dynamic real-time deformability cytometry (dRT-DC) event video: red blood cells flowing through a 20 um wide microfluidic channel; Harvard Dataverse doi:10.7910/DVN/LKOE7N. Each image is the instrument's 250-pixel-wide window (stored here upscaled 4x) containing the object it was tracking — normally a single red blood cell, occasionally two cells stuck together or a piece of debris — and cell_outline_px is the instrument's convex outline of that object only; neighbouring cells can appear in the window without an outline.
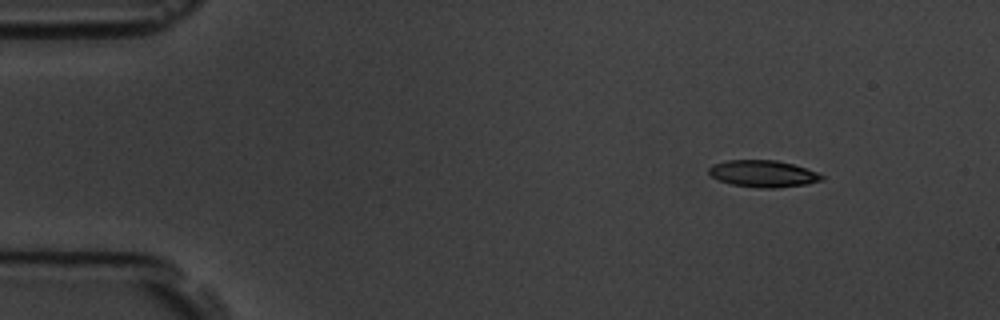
{"species": "common noctule bat (a hibernating species)", "species_latin": "Nyctalus noctula", "temperature_condition": "room temperature", "stored_images_in_passage": 4, "camera_frame_rate_fps": 3000, "um_per_image_px": 0.085, "animal": {"sex": "male", "body_mass_g": 19.5, "forearm_length_mm": 54.6}, "frame": {"image": 1, "passage_image": 1, "time_ms": 0.0, "image_size_px": [1000, 320], "cell_outline_px": [[824, 180], [808, 184], [776, 188], [760, 188], [732, 184], [720, 180], [712, 176], [708, 172], [708, 168], [712, 164], [728, 160], [776, 160], [792, 164], [816, 172], [824, 176]], "centroid_in_image_um": [64.87, 14.76], "position_along_channel_um": 20.1, "area_um2": 17.57}}
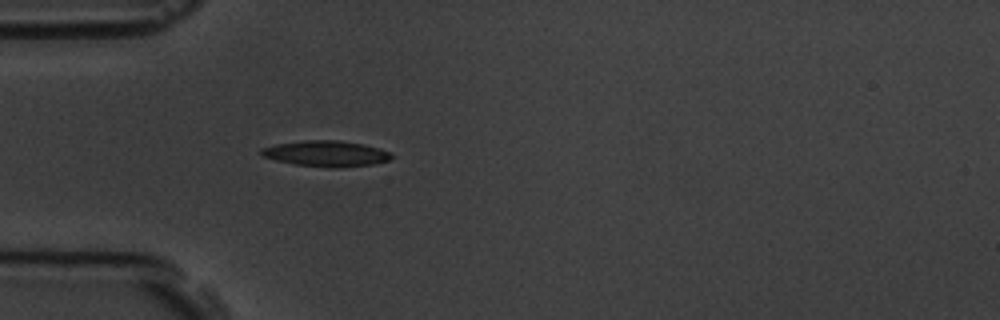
{"frame": {"image": 2, "passage_image": 4, "time_ms": 3.333, "image_size_px": [1000, 320], "cell_outline_px": [[392, 156], [388, 160], [372, 164], [340, 168], [332, 168], [296, 164], [276, 160], [264, 156], [260, 152], [260, 148], [276, 144], [304, 140], [340, 140], [364, 144], [380, 148], [388, 152]], "centroid_in_image_um": [27.72, 13.05], "position_along_channel_um": 57.3, "area_um2": 19.48}}